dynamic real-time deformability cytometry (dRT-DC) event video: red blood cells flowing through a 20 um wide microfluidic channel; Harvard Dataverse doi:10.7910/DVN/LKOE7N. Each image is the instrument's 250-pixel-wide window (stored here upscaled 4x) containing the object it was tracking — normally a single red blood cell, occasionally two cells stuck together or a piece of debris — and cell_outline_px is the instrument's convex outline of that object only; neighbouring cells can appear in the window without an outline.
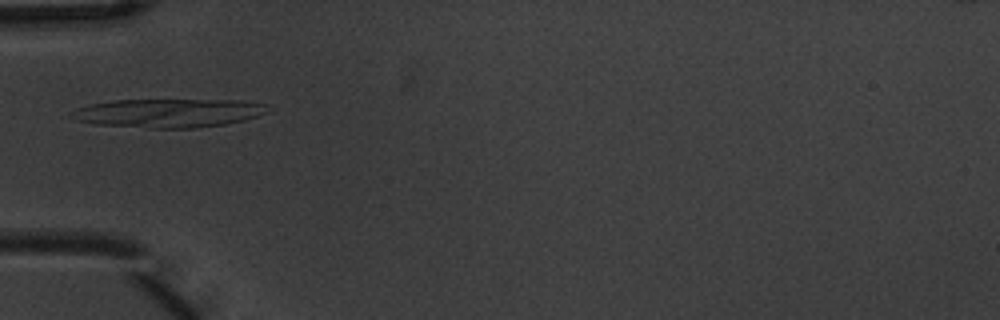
{"species": "common noctule bat (a hibernating species)", "species_latin": "Nyctalus noctula", "temperature_condition": "warm", "stored_images_in_passage": 5, "camera_frame_rate_fps": 3000, "um_per_image_px": 0.085, "animal": {"sex": "male", "body_mass_g": 20.1, "forearm_length_mm": 53.5}, "frame": {"image": 1, "passage_image": 2, "time_ms": 0.333, "image_size_px": [1000, 320], "cell_outline_px": [[268, 112], [244, 120], [224, 124], [192, 128], [148, 128], [96, 124], [76, 120], [68, 116], [68, 112], [76, 108], [92, 104], [112, 100], [244, 100], [264, 104]], "centroid_in_image_um": [14.25, 9.6], "position_along_channel_um": 70.7, "area_um2": 32.77}}
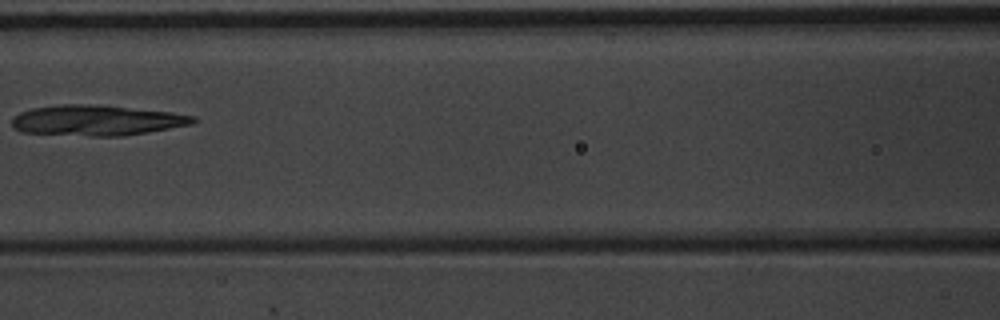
{"frame": {"image": 2, "passage_image": 4, "time_ms": 1.0, "image_size_px": [1000, 320], "cell_outline_px": [[196, 120], [192, 124], [148, 132], [124, 136], [92, 136], [20, 132], [12, 128], [12, 116], [20, 112], [32, 108], [60, 104], [88, 104], [172, 112], [196, 116]], "centroid_in_image_um": [8.17, 10.23], "position_along_channel_um": 158.4, "area_um2": 32.19}}
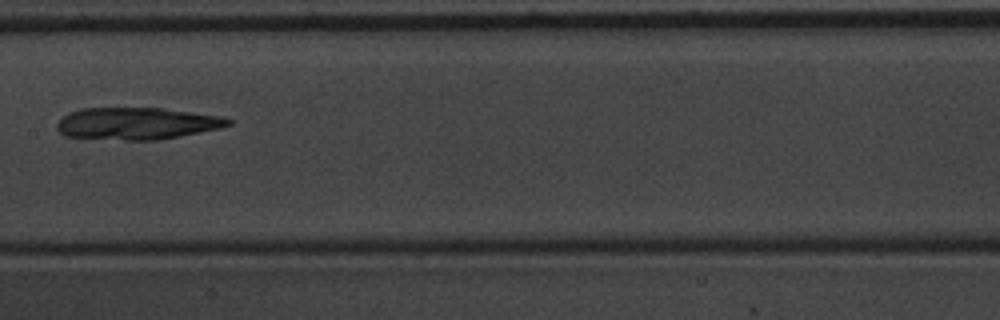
{"frame": {"image": 3, "passage_image": 5, "time_ms": 1.333, "image_size_px": [1000, 320], "cell_outline_px": [[232, 124], [220, 128], [156, 140], [128, 140], [64, 136], [56, 128], [56, 124], [68, 112], [80, 108], [164, 108], [220, 116], [232, 120]], "centroid_in_image_um": [11.6, 10.49], "position_along_channel_um": 195.8, "area_um2": 31.79}}